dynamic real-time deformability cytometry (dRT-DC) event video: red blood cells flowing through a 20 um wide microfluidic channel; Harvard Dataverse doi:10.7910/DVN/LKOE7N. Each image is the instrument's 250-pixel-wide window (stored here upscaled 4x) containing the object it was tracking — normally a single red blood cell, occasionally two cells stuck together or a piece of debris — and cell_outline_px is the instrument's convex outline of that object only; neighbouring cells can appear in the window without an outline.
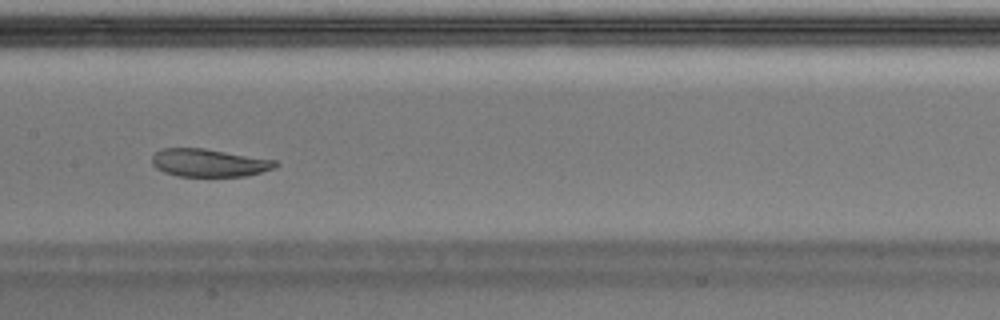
{"species": "Egyptian fruit bat (a non-hibernating species)", "species_latin": "Rousettus aegyptiacus", "temperature_condition": "warm", "stored_images_in_passage": 50, "camera_frame_rate_fps": 3000, "um_per_image_px": 0.085, "animal": {"sex": "male"}, "frame": {"image": 1, "passage_image": 25, "time_ms": 8.0, "image_size_px": [1000, 320], "cell_outline_px": [[280, 164], [276, 168], [248, 176], [176, 176], [164, 172], [156, 168], [152, 164], [152, 156], [156, 152], [164, 148], [204, 148], [276, 160]], "centroid_in_image_um": [17.8, 13.84], "position_along_channel_um": 189.6, "area_um2": 20.17}}
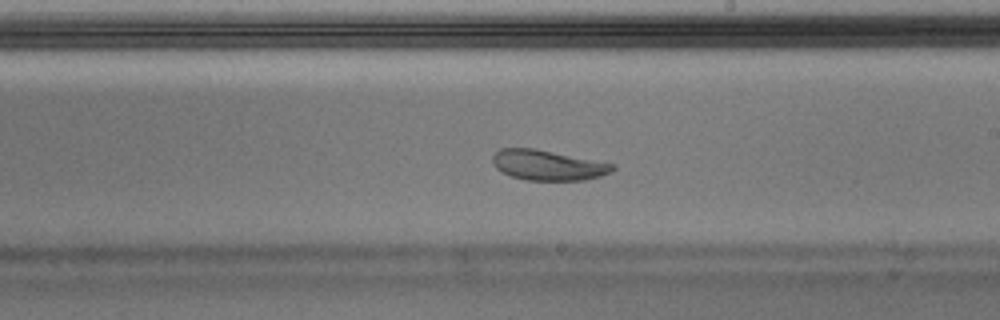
{"frame": {"image": 2, "passage_image": 29, "time_ms": 9.333, "image_size_px": [1000, 320], "cell_outline_px": [[616, 168], [612, 172], [600, 176], [584, 180], [528, 180], [512, 176], [496, 168], [492, 164], [492, 156], [500, 148], [532, 148], [616, 164]], "centroid_in_image_um": [46.58, 14.04], "position_along_channel_um": 242.4, "area_um2": 20.98}}
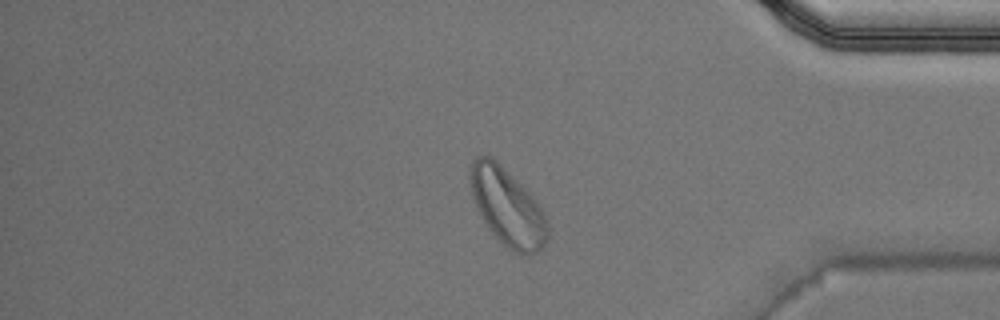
{"frame": {"image": 3, "passage_image": 42, "time_ms": 13.667, "image_size_px": [1000, 320], "cell_outline_px": [[548, 236], [544, 244], [536, 252], [528, 256], [524, 256], [512, 252], [488, 228], [476, 208], [472, 196], [468, 176], [468, 168], [472, 160], [476, 156], [492, 156], [536, 200], [544, 212], [548, 224]], "centroid_in_image_um": [43.1, 17.59], "position_along_channel_um": 392.1, "area_um2": 34.97}}